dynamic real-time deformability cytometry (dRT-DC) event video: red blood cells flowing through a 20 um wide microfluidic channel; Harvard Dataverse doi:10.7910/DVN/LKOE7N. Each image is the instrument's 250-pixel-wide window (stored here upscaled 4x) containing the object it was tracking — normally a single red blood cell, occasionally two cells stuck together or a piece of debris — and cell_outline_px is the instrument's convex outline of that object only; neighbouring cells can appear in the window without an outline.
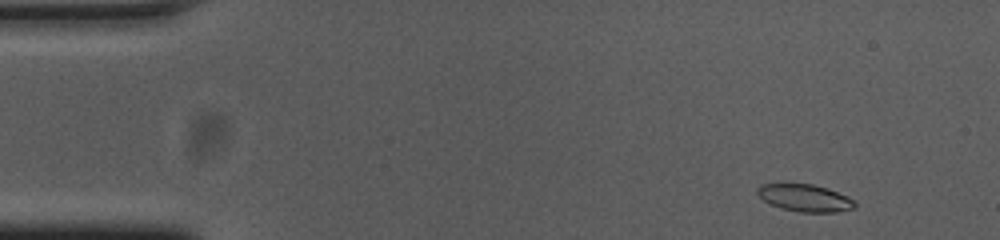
{"species": "common noctule bat (a hibernating species)", "species_latin": "Nyctalus noctula", "temperature_condition": "cold", "stored_images_in_passage": 52, "camera_frame_rate_fps": 3000, "um_per_image_px": 0.085, "animal": {"sex": "female", "body_mass_g": 23.0, "forearm_length_mm": 53.4}, "frame": {"image": 1, "passage_image": 2, "time_ms": 0.333, "image_size_px": [1000, 240], "cell_outline_px": [[856, 208], [836, 212], [800, 212], [784, 208], [772, 204], [764, 200], [756, 192], [756, 188], [760, 184], [812, 184], [828, 188], [848, 196], [856, 200]], "centroid_in_image_um": [68.48, 16.82], "position_along_channel_um": 16.5, "area_um2": 15.43}}
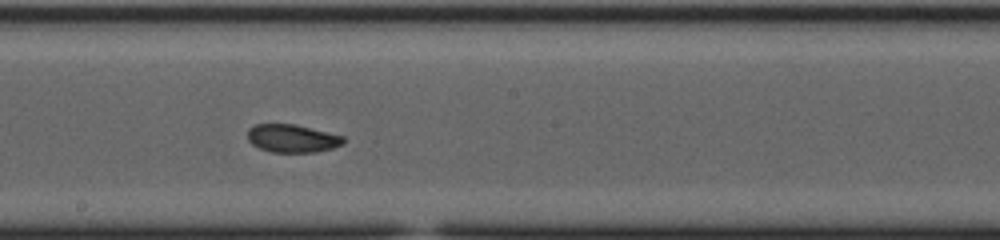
{"frame": {"image": 2, "passage_image": 27, "time_ms": 8.667, "image_size_px": [1000, 240], "cell_outline_px": [[344, 144], [332, 148], [316, 152], [272, 152], [260, 148], [252, 144], [248, 140], [248, 128], [256, 124], [296, 124], [344, 136]], "centroid_in_image_um": [24.85, 11.76], "position_along_channel_um": 223.4, "area_um2": 15.66}}
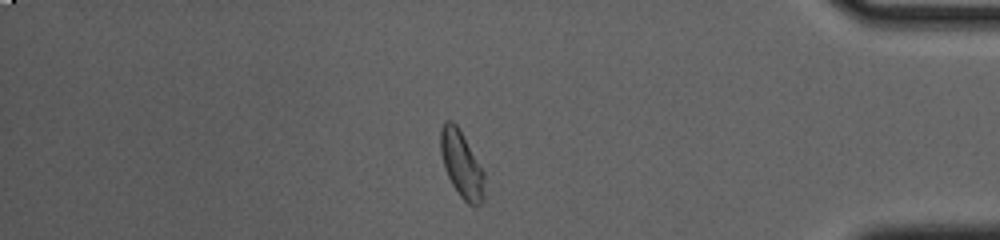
{"frame": {"image": 3, "passage_image": 44, "time_ms": 14.333, "image_size_px": [1000, 240], "cell_outline_px": [[484, 200], [480, 204], [468, 204], [460, 196], [452, 184], [444, 168], [440, 152], [440, 128], [444, 120], [452, 120], [456, 124], [484, 172]], "centroid_in_image_um": [39.21, 13.96], "position_along_channel_um": 396.0, "area_um2": 16.88}, "authors_computed_cell_mechanics": {"area_um2": 16.3285, "velocity_mm_per_s": 3.6636, "shape_relaxation_time_tau1_ms": null, "shape_relaxation_time_tau2_ms": 2.3594, "deformation_change_tau1": null, "deformation_change_tau2": 0.0712}}